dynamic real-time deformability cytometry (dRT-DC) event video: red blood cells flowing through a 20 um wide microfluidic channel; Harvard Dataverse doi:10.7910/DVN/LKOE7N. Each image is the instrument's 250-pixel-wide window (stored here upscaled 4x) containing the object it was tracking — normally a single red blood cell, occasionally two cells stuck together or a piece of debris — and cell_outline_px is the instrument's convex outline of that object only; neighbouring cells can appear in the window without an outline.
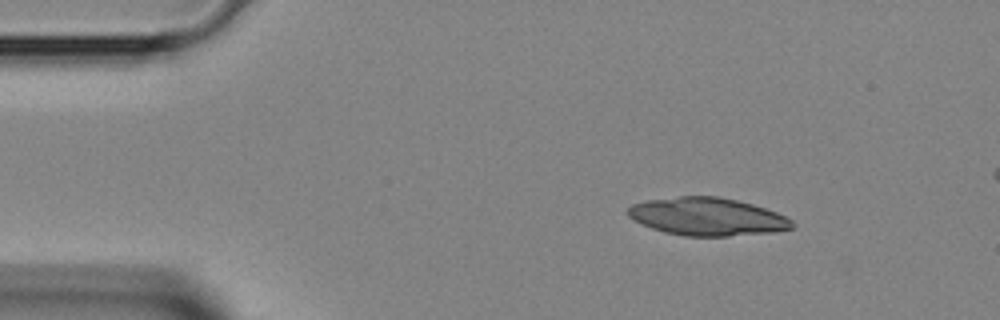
{"species": "Egyptian fruit bat (a non-hibernating species)", "species_latin": "Rousettus aegyptiacus", "temperature_condition": "room temperature", "stored_images_in_passage": 38, "camera_frame_rate_fps": 3000, "um_per_image_px": 0.085, "animal": {"sex": "female"}, "frame": {"image": 1, "passage_image": 1, "time_ms": 0.0, "image_size_px": [1000, 320], "cell_outline_px": [[796, 224], [792, 228], [772, 232], [728, 236], [684, 236], [664, 232], [640, 224], [632, 220], [628, 216], [628, 208], [632, 204], [648, 200], [680, 196], [716, 196], [736, 200], [752, 204], [776, 212], [792, 220]], "centroid_in_image_um": [60.09, 18.42], "position_along_channel_um": 24.9, "area_um2": 36.18}}
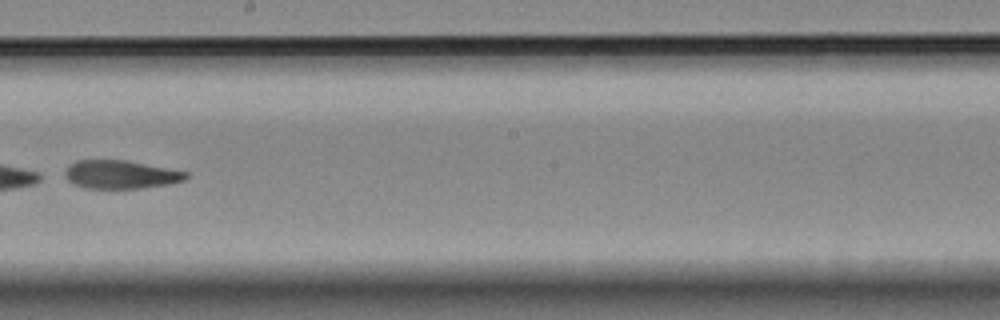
{"frame": {"image": 2, "passage_image": 19, "time_ms": 6.0, "image_size_px": [1000, 320], "cell_outline_px": [[188, 176], [184, 180], [168, 184], [140, 188], [84, 188], [72, 184], [64, 176], [64, 172], [68, 164], [76, 160], [124, 160], [188, 172]], "centroid_in_image_um": [10.19, 14.83], "position_along_channel_um": 238.0, "area_um2": 19.94}}
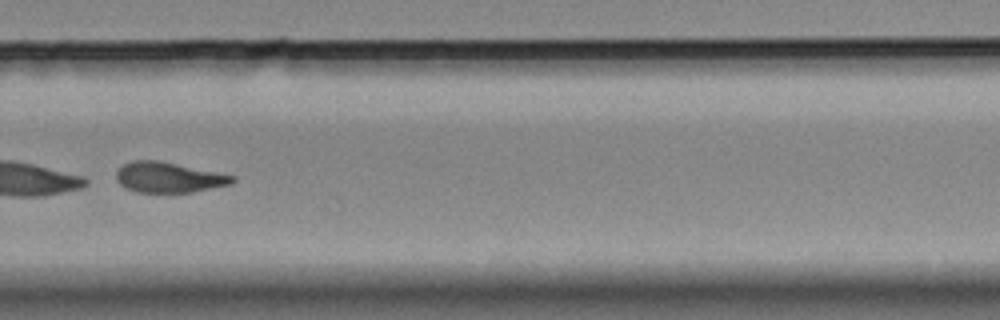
{"frame": {"image": 3, "passage_image": 24, "time_ms": 7.667, "image_size_px": [1000, 320], "cell_outline_px": [[236, 180], [232, 184], [192, 192], [136, 192], [124, 188], [116, 180], [116, 172], [124, 164], [132, 160], [156, 160], [236, 176]], "centroid_in_image_um": [14.32, 15.08], "position_along_channel_um": 315.5, "area_um2": 20.46}}